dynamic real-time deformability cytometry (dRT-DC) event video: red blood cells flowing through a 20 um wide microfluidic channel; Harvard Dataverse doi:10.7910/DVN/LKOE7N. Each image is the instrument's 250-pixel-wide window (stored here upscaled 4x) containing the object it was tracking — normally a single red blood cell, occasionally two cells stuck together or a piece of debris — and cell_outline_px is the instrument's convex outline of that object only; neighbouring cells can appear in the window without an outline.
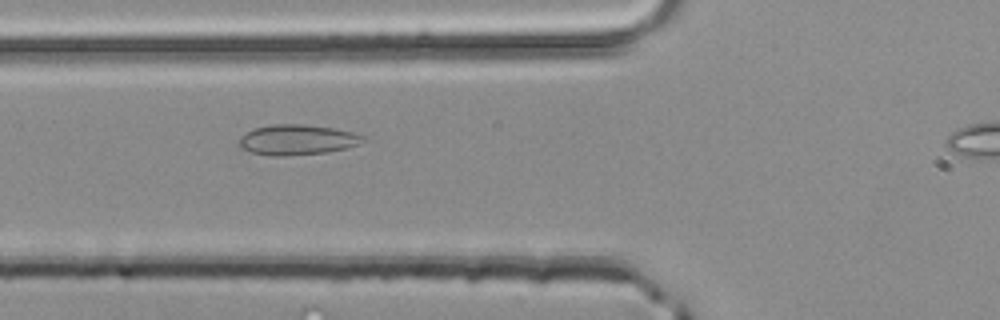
{"species": "common noctule bat (a hibernating species)", "species_latin": "Nyctalus noctula", "temperature_condition": "room temperature", "stored_images_in_passage": 32, "camera_frame_rate_fps": 3000, "um_per_image_px": 0.085, "animal": {"sex": "male", "body_mass_g": 20.4}, "frame": {"image": 1, "passage_image": 4, "time_ms": 1.0, "image_size_px": [1000, 320], "cell_outline_px": [[368, 140], [360, 144], [348, 148], [324, 152], [284, 156], [272, 156], [252, 152], [240, 148], [240, 136], [256, 128], [272, 124], [300, 124], [336, 128], [352, 132], [364, 136]], "centroid_in_image_um": [25.31, 11.88], "position_along_channel_um": 100.5, "area_um2": 21.85}}
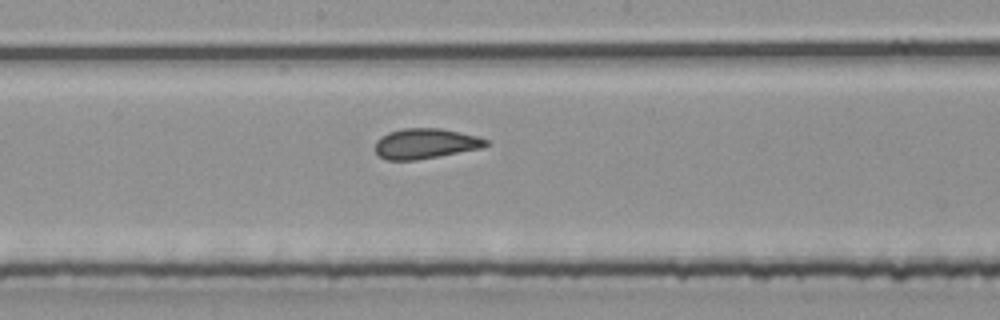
{"frame": {"image": 2, "passage_image": 12, "time_ms": 3.667, "image_size_px": [1000, 320], "cell_outline_px": [[488, 144], [480, 148], [416, 160], [388, 160], [380, 156], [376, 152], [376, 140], [380, 136], [388, 132], [404, 128], [440, 128], [460, 132], [476, 136], [488, 140]], "centroid_in_image_um": [36.12, 12.19], "position_along_channel_um": 212.1, "area_um2": 19.31}}
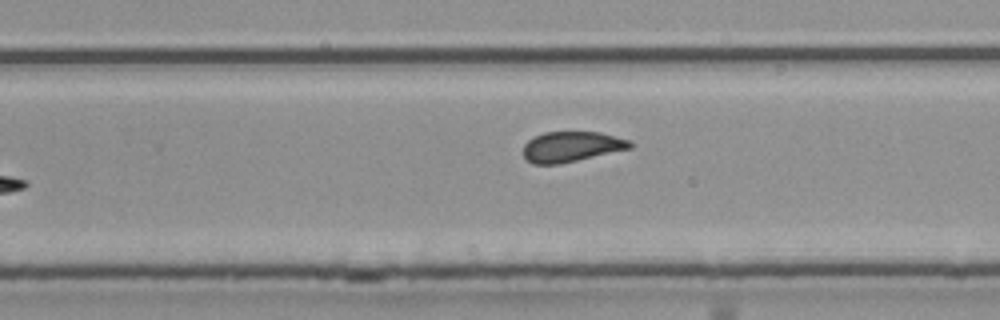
{"frame": {"image": 3, "passage_image": 17, "time_ms": 5.333, "image_size_px": [1000, 320], "cell_outline_px": [[632, 148], [560, 164], [532, 164], [524, 156], [524, 144], [528, 140], [544, 132], [600, 132], [628, 140], [632, 144]], "centroid_in_image_um": [48.56, 12.47], "position_along_channel_um": 281.2, "area_um2": 18.73}, "authors_computed_cell_mechanics": {"area_um2": 19.1029, "velocity_mm_per_s": 4.1703, "shape_relaxation_time_tau1_ms": null, "shape_relaxation_time_tau2_ms": 0.9338, "deformation_change_tau1": null, "deformation_change_tau2": 0.0723}}